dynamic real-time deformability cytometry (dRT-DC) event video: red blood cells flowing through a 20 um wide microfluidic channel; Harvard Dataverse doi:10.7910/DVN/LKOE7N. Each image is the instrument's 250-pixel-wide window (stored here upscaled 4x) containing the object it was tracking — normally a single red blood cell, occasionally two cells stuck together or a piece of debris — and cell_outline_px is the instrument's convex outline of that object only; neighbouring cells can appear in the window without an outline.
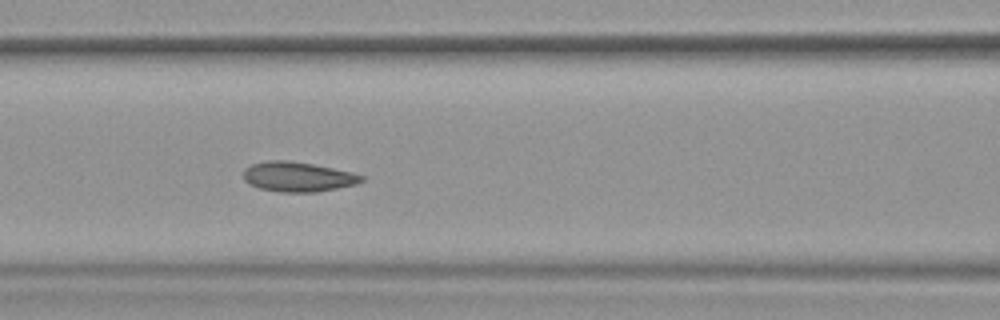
{"species": "common noctule bat (a hibernating species)", "species_latin": "Nyctalus noctula", "temperature_condition": "warm", "stored_images_in_passage": 54, "camera_frame_rate_fps": 3000, "um_per_image_px": 0.085, "animal": {"sex": "female", "body_mass_g": 19.9}, "frame": {"image": 1, "passage_image": 24, "time_ms": 7.667, "image_size_px": [1000, 320], "cell_outline_px": [[364, 180], [356, 184], [316, 192], [280, 192], [260, 188], [248, 184], [244, 180], [244, 168], [252, 164], [268, 160], [288, 160], [312, 164], [352, 172], [364, 176]], "centroid_in_image_um": [25.29, 15.02], "position_along_channel_um": 141.3, "area_um2": 20.46}, "authors_computed_cell_mechanics": {"area_um2": 20.8947, "velocity_mm_per_s": 3.7897, "shape_relaxation_time_tau1_ms": 6.1148, "shape_relaxation_time_tau2_ms": 1.7229, "deformation_change_tau1": 0.106, "deformation_change_tau2": 0.0742}}